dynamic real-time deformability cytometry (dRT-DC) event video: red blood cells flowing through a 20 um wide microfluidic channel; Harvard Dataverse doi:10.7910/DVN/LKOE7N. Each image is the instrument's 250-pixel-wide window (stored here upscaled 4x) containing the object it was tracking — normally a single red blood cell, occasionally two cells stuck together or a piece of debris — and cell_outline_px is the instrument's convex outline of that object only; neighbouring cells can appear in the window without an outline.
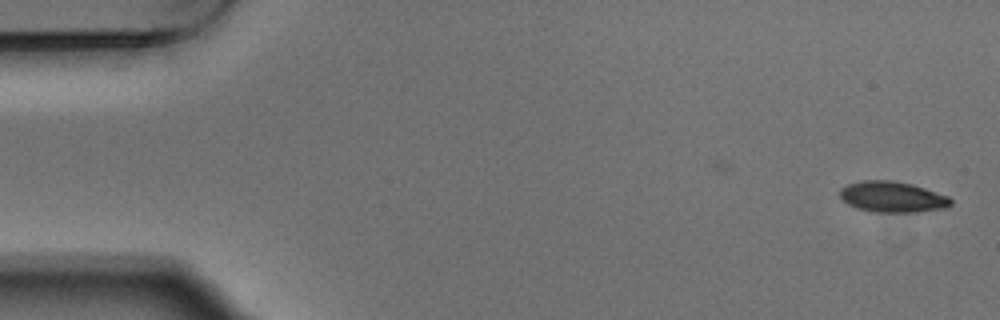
{"species": "Egyptian fruit bat (a non-hibernating species)", "species_latin": "Rousettus aegyptiacus", "temperature_condition": "warm", "stored_images_in_passage": 5, "camera_frame_rate_fps": 3000, "um_per_image_px": 0.085, "animal": {"sex": "male"}, "frame": {"image": 1, "passage_image": 1, "time_ms": 0.0, "image_size_px": [1000, 320], "cell_outline_px": [[952, 204], [948, 208], [916, 212], [872, 212], [848, 204], [840, 196], [840, 188], [848, 184], [864, 180], [892, 180], [912, 184], [948, 196], [952, 200]], "centroid_in_image_um": [75.88, 16.74], "position_along_channel_um": 9.1, "area_um2": 19.88}}
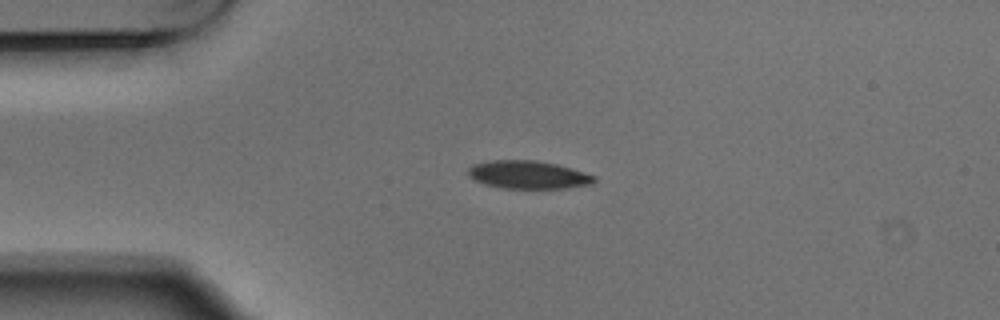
{"frame": {"image": 2, "passage_image": 4, "time_ms": 1.0, "image_size_px": [1000, 320], "cell_outline_px": [[596, 180], [592, 184], [564, 188], [500, 188], [484, 184], [472, 180], [468, 176], [468, 168], [472, 164], [492, 160], [536, 160], [556, 164], [572, 168], [596, 176]], "centroid_in_image_um": [44.86, 14.85], "position_along_channel_um": 40.1, "area_um2": 20.75}}